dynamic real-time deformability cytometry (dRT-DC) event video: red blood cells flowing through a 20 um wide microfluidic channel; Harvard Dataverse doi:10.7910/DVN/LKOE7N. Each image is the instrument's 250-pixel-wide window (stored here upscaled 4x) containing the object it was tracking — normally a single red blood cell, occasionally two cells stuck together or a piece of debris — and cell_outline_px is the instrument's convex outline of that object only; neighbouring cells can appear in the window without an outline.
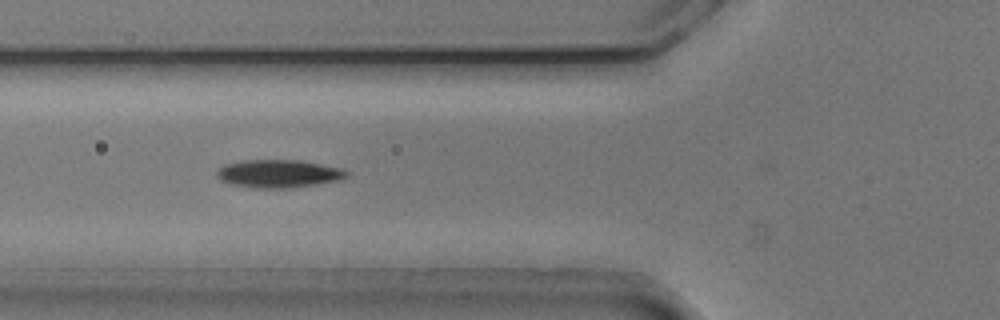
{"species": "common noctule bat (a hibernating species)", "species_latin": "Nyctalus noctula", "temperature_condition": "cold", "stored_images_in_passage": 31, "camera_frame_rate_fps": 3000, "um_per_image_px": 0.085, "animal": {"sex": "male", "body_mass_g": 20.5, "forearm_length_mm": 52.5}, "frame": {"image": 1, "passage_image": 5, "time_ms": 1.333, "image_size_px": [1000, 320], "cell_outline_px": [[348, 176], [340, 180], [292, 188], [256, 188], [232, 184], [220, 180], [216, 176], [216, 172], [224, 164], [244, 160], [300, 160], [344, 168], [348, 172]], "centroid_in_image_um": [23.7, 14.76], "position_along_channel_um": 102.1, "area_um2": 21.27}}
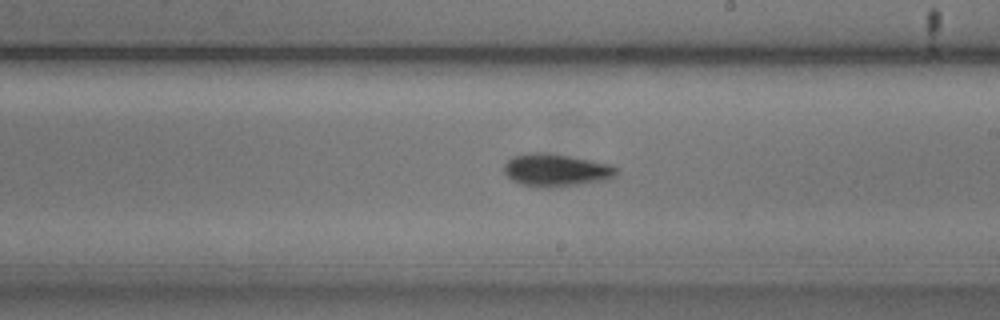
{"frame": {"image": 2, "passage_image": 16, "time_ms": 5.0, "image_size_px": [1000, 320], "cell_outline_px": [[620, 168], [616, 176], [608, 180], [560, 188], [536, 188], [520, 184], [512, 180], [504, 172], [504, 164], [512, 156], [524, 152], [544, 152], [568, 156], [612, 164]], "centroid_in_image_um": [47.29, 14.48], "position_along_channel_um": 241.7, "area_um2": 22.14}}
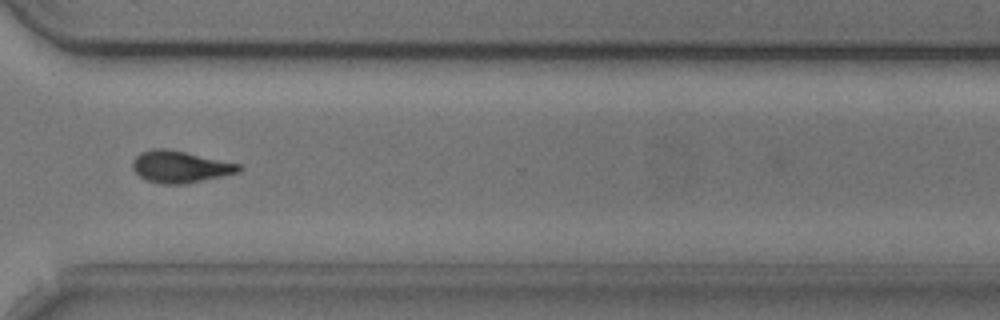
{"frame": {"image": 3, "passage_image": 25, "time_ms": 8.0, "image_size_px": [1000, 320], "cell_outline_px": [[244, 168], [240, 172], [184, 184], [160, 184], [144, 180], [132, 168], [132, 160], [140, 152], [152, 148], [164, 148], [184, 152], [240, 164]], "centroid_in_image_um": [15.28, 14.18], "position_along_channel_um": 355.3, "area_um2": 19.71}, "authors_computed_cell_mechanics": {"area_um2": 20.5768, "velocity_mm_per_s": 3.802, "shape_relaxation_time_tau1_ms": 2.0978, "shape_relaxation_time_tau2_ms": null, "deformation_change_tau1": 0.1055, "deformation_change_tau2": null}}